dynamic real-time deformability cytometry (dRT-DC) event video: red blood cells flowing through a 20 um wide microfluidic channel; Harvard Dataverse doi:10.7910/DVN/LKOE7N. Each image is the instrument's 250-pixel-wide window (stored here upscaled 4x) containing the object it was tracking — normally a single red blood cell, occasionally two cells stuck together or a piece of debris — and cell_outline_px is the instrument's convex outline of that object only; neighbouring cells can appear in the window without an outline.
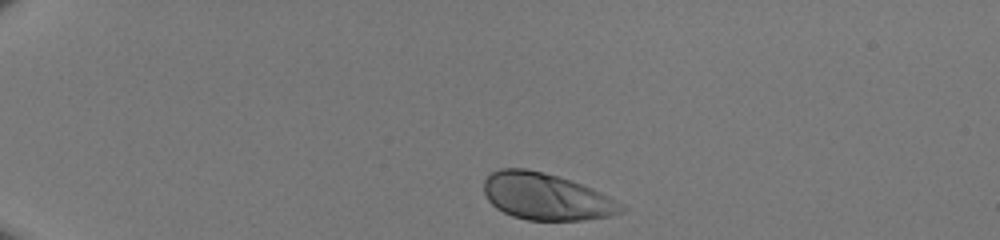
{"species": "human", "species_latin": "Homo sapiens", "temperature_condition": "room temperature", "stored_images_in_passage": 33, "camera_frame_rate_fps": 3000, "um_per_image_px": 0.085, "donor": {"sex": "male"}, "frame": {"image": 1, "passage_image": 1, "time_ms": 0.0, "image_size_px": [1000, 240], "cell_outline_px": [[628, 208], [624, 212], [608, 216], [584, 220], [528, 220], [512, 216], [496, 208], [488, 200], [484, 192], [484, 180], [492, 172], [500, 168], [524, 168], [544, 172], [592, 188], [624, 204]], "centroid_in_image_um": [46.44, 16.72], "position_along_channel_um": 38.6, "area_um2": 37.4}}
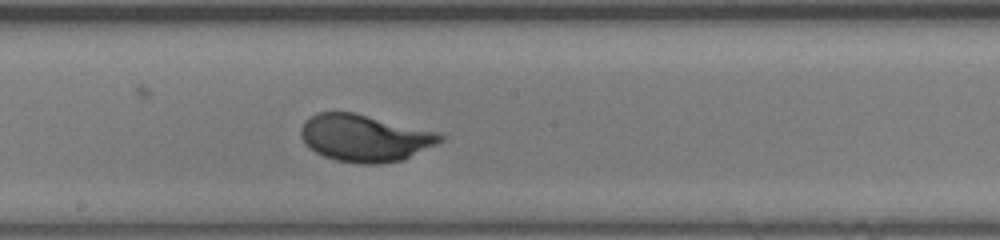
{"frame": {"image": 2, "passage_image": 19, "time_ms": 6.0, "image_size_px": [1000, 240], "cell_outline_px": [[444, 140], [404, 160], [380, 164], [360, 164], [336, 160], [324, 156], [308, 148], [304, 144], [300, 136], [300, 128], [304, 120], [316, 112], [352, 112], [440, 132], [444, 136]], "centroid_in_image_um": [30.99, 11.73], "position_along_channel_um": 217.2, "area_um2": 38.55}}
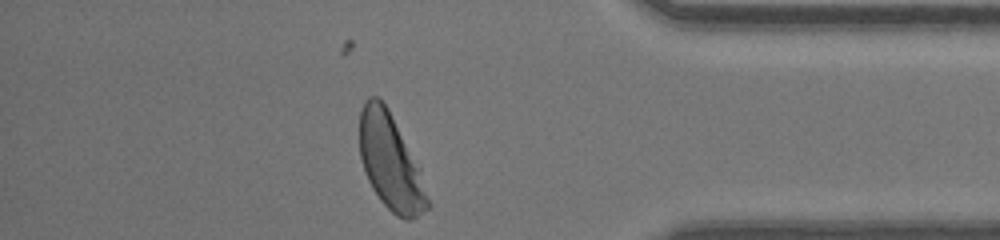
{"frame": {"image": 3, "passage_image": 33, "time_ms": 10.667, "image_size_px": [1000, 240], "cell_outline_px": [[432, 204], [428, 208], [416, 216], [408, 220], [404, 220], [396, 216], [380, 200], [372, 188], [368, 180], [360, 156], [360, 112], [364, 100], [368, 96], [376, 96], [388, 108], [420, 168]], "centroid_in_image_um": [33.21, 13.8], "position_along_channel_um": 402.0, "area_um2": 37.86}}